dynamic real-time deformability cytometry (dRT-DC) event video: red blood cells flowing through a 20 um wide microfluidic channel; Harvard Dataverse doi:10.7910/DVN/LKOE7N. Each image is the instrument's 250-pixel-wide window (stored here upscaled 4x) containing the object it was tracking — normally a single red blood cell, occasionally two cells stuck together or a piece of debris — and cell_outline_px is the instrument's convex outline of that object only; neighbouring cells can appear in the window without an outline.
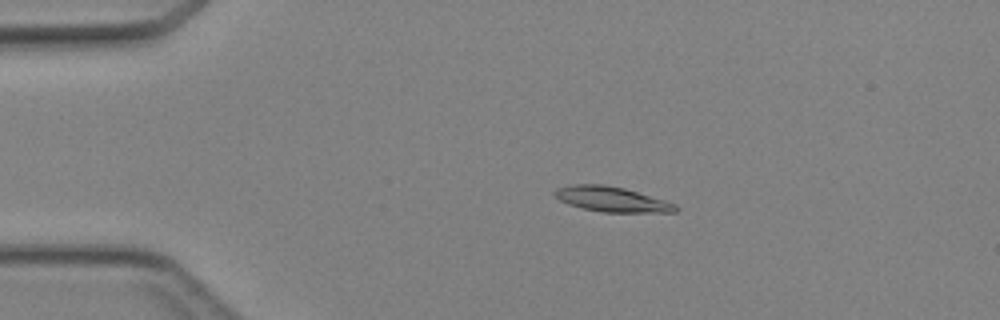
{"species": "Egyptian fruit bat (a non-hibernating species)", "species_latin": "Rousettus aegyptiacus", "temperature_condition": "cold", "stored_images_in_passage": 46, "camera_frame_rate_fps": 3000, "um_per_image_px": 0.085, "animal": {"sex": "female"}, "frame": {"image": 1, "passage_image": 9, "time_ms": 2.667, "image_size_px": [1000, 320], "cell_outline_px": [[680, 208], [676, 212], [600, 212], [568, 204], [560, 200], [552, 192], [556, 188], [576, 184], [604, 184], [624, 188], [664, 200], [676, 204]], "centroid_in_image_um": [52.0, 16.93], "position_along_channel_um": 33.0, "area_um2": 17.57}}
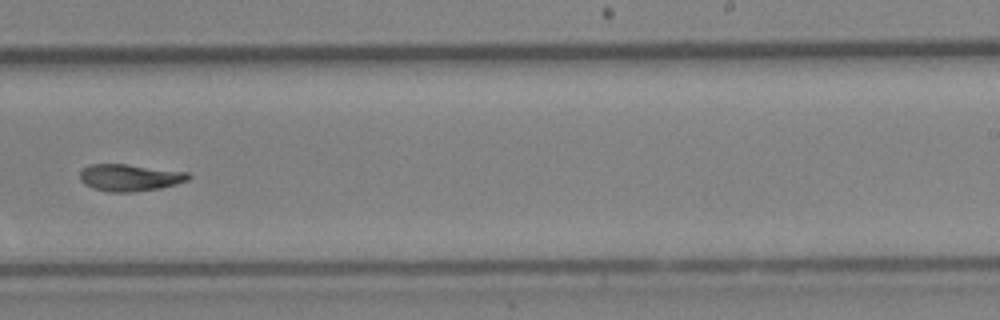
{"frame": {"image": 2, "passage_image": 29, "time_ms": 9.333, "image_size_px": [1000, 320], "cell_outline_px": [[192, 176], [188, 180], [176, 184], [160, 188], [132, 192], [108, 192], [92, 188], [84, 184], [80, 180], [80, 172], [88, 164], [124, 164], [188, 172]], "centroid_in_image_um": [11.01, 15.1], "position_along_channel_um": 278.0, "area_um2": 17.05}}
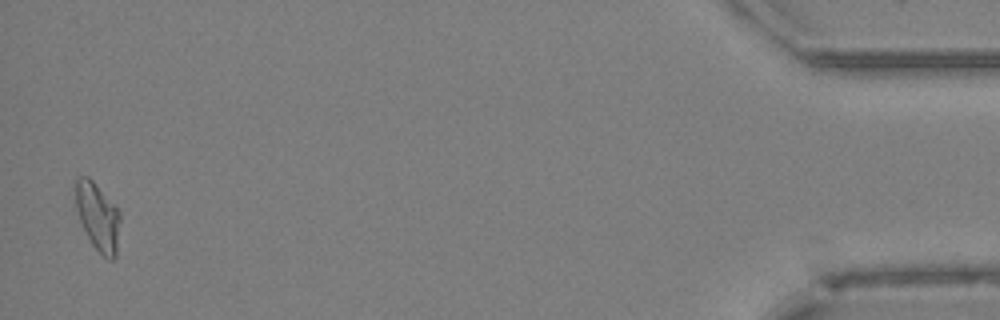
{"frame": {"image": 3, "passage_image": 45, "time_ms": 14.667, "image_size_px": [1000, 320], "cell_outline_px": [[120, 220], [116, 256], [112, 260], [108, 260], [92, 244], [80, 220], [76, 208], [76, 180], [80, 176], [88, 176], [116, 204], [120, 212]], "centroid_in_image_um": [8.34, 18.4], "position_along_channel_um": 426.9, "area_um2": 17.51}}